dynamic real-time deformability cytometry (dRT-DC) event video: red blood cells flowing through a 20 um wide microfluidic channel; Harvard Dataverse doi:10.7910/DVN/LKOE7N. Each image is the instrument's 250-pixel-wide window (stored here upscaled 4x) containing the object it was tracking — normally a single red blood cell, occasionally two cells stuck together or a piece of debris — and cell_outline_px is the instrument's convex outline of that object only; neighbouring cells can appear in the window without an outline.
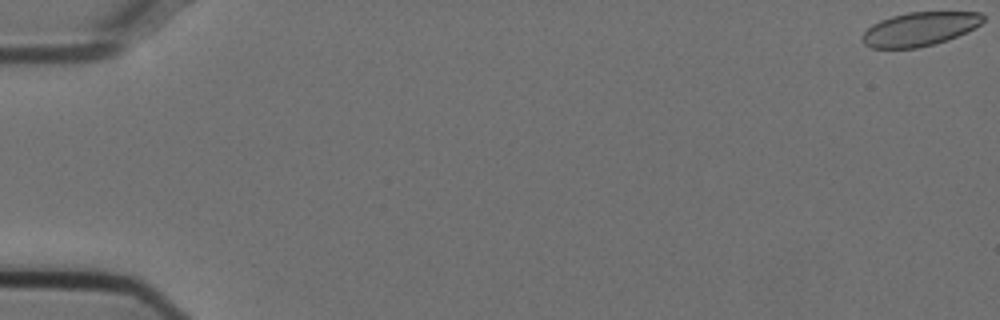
{"species": "Egyptian fruit bat (a non-hibernating species)", "species_latin": "Rousettus aegyptiacus", "temperature_condition": "cold", "stored_images_in_passage": 8, "camera_frame_rate_fps": 3000, "um_per_image_px": 0.085, "animal": {"sex": "female"}, "frame": {"image": 1, "passage_image": 1, "time_ms": 0.0, "image_size_px": [1000, 320], "cell_outline_px": [[984, 20], [980, 24], [948, 40], [936, 44], [916, 48], [872, 48], [864, 44], [860, 40], [860, 36], [872, 24], [880, 20], [892, 16], [908, 12], [980, 12], [984, 16]], "centroid_in_image_um": [78.12, 2.47], "position_along_channel_um": 6.9, "area_um2": 23.76}}